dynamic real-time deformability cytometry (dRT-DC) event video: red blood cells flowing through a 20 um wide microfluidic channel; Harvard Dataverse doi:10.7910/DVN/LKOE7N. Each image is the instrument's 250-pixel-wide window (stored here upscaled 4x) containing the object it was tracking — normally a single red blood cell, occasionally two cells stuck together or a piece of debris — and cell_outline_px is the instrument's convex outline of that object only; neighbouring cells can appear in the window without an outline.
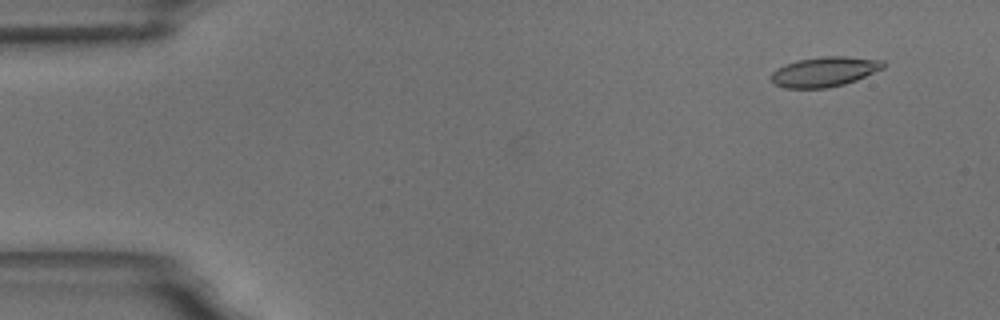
{"species": "common noctule bat (a hibernating species)", "species_latin": "Nyctalus noctula", "temperature_condition": "room temperature", "stored_images_in_passage": 58, "camera_frame_rate_fps": 3000, "um_per_image_px": 0.085, "animal": {"sex": "male", "body_mass_g": 18.8}, "frame": {"image": 1, "passage_image": 5, "time_ms": 1.333, "image_size_px": [1000, 320], "cell_outline_px": [[884, 68], [856, 80], [844, 84], [828, 88], [784, 88], [772, 84], [772, 72], [776, 68], [784, 64], [796, 60], [820, 56], [844, 56], [884, 60]], "centroid_in_image_um": [70.05, 6.09], "position_along_channel_um": 14.9, "area_um2": 19.71}}
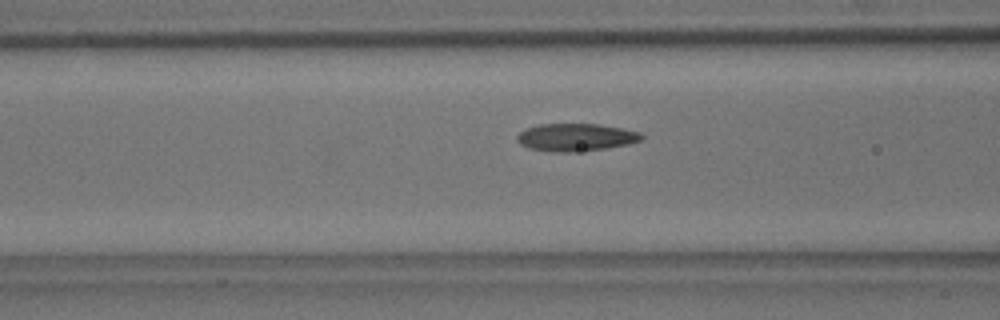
{"frame": {"image": 2, "passage_image": 23, "time_ms": 7.333, "image_size_px": [1000, 320], "cell_outline_px": [[644, 136], [640, 140], [628, 144], [604, 148], [576, 152], [552, 152], [528, 148], [520, 144], [516, 140], [516, 136], [520, 132], [528, 128], [540, 124], [600, 124], [640, 132]], "centroid_in_image_um": [48.91, 11.67], "position_along_channel_um": 117.7, "area_um2": 19.94}}
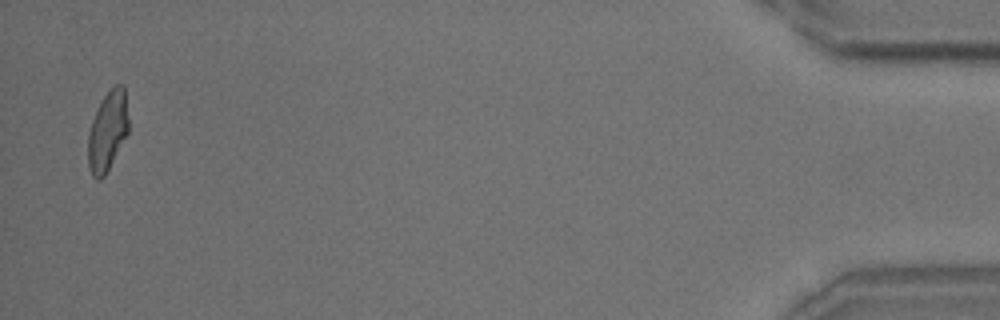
{"frame": {"image": 3, "passage_image": 57, "time_ms": 18.667, "image_size_px": [1000, 320], "cell_outline_px": [[128, 132], [104, 176], [100, 180], [96, 180], [92, 176], [88, 168], [88, 132], [92, 120], [100, 100], [116, 84], [124, 84], [128, 120]], "centroid_in_image_um": [9.12, 11.14], "position_along_channel_um": 426.1, "area_um2": 18.73}, "authors_computed_cell_mechanics": {"area_um2": 19.5075, "velocity_mm_per_s": 3.4943, "shape_relaxation_time_tau1_ms": 6.2564, "shape_relaxation_time_tau2_ms": 0.7935, "deformation_change_tau1": 0.1722, "deformation_change_tau2": 0.0734}}